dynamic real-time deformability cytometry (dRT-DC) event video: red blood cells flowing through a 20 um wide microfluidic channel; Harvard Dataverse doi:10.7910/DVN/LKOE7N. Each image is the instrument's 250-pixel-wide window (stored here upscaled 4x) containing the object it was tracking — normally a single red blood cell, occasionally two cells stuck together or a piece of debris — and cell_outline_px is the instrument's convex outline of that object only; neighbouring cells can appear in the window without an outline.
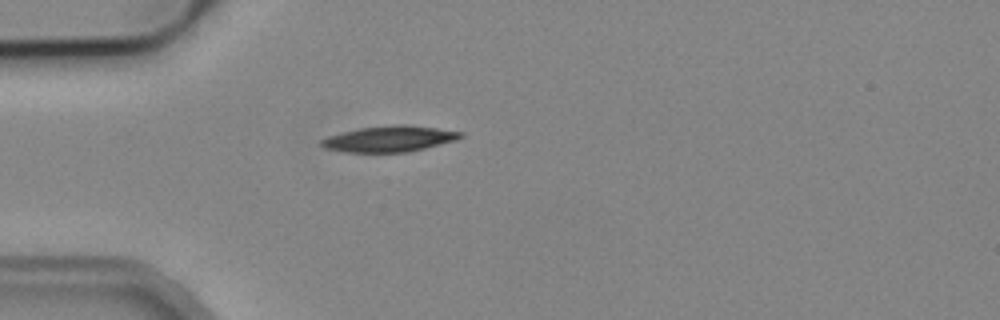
{"species": "common noctule bat (a hibernating species)", "species_latin": "Nyctalus noctula", "temperature_condition": "cold", "stored_images_in_passage": 1, "camera_frame_rate_fps": 3000, "um_per_image_px": 0.085, "animal": {"sex": "male", "body_mass_g": 19.2, "forearm_length_mm": 51.8}, "frame": {"image": 1, "passage_image": 1, "time_ms": 0.0, "image_size_px": [1000, 320], "cell_outline_px": [[464, 136], [456, 140], [408, 152], [344, 152], [324, 148], [320, 144], [320, 140], [328, 136], [360, 128], [392, 124], [408, 124], [464, 132]], "centroid_in_image_um": [33.11, 11.79], "position_along_channel_um": 51.9, "area_um2": 21.04}}